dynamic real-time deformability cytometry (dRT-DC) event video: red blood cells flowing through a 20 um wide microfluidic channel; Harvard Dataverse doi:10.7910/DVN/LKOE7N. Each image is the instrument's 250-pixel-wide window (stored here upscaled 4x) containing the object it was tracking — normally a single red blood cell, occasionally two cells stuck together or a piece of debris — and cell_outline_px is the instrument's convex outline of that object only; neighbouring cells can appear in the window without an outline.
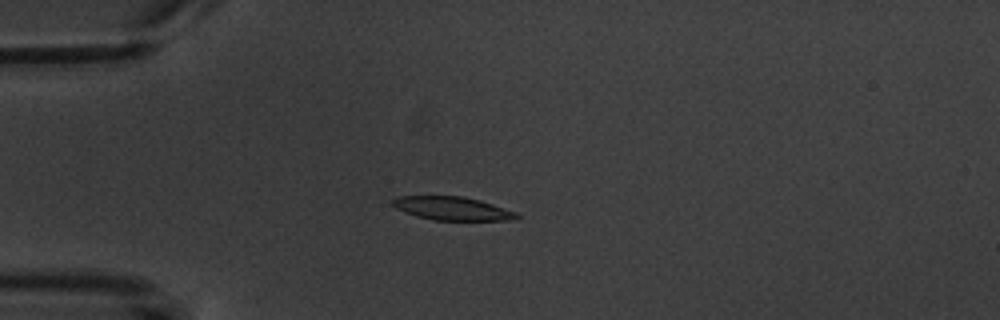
{"species": "common noctule bat (a hibernating species)", "species_latin": "Nyctalus noctula", "temperature_condition": "warm", "stored_images_in_passage": 4, "camera_frame_rate_fps": 3000, "um_per_image_px": 0.085, "animal": {"sex": "male", "body_mass_g": 20.1, "forearm_length_mm": 53.5}, "frame": {"image": 1, "passage_image": 3, "time_ms": 3.667, "image_size_px": [1000, 320], "cell_outline_px": [[520, 216], [516, 220], [432, 220], [416, 216], [404, 212], [396, 208], [392, 204], [392, 200], [396, 196], [464, 196], [480, 200], [516, 212]], "centroid_in_image_um": [38.43, 17.72], "position_along_channel_um": 46.6, "area_um2": 16.99}}